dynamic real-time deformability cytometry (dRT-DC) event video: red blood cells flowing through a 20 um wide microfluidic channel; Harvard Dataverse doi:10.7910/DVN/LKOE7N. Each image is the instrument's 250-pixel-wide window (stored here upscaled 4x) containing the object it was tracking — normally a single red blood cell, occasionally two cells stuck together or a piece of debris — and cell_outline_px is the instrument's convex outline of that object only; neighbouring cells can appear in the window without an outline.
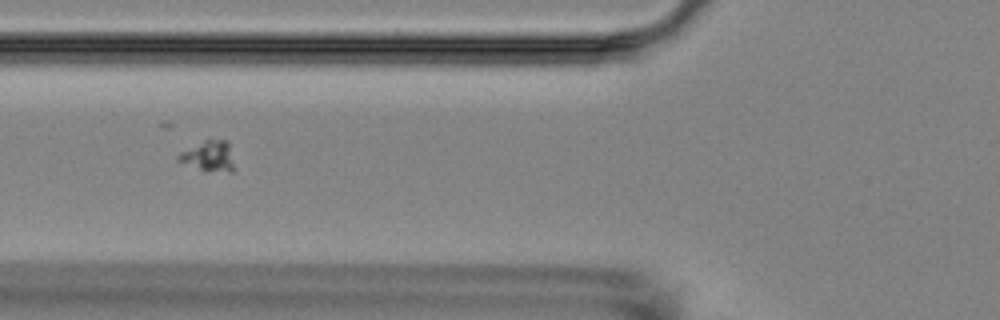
{"species": "Egyptian fruit bat (a non-hibernating species)", "species_latin": "Rousettus aegyptiacus", "temperature_condition": "room temperature", "stored_images_in_passage": 16, "camera_frame_rate_fps": 3000, "um_per_image_px": 0.085, "animal": {"sex": "female"}, "frame": {"image": 1, "passage_image": 6, "time_ms": 6.667, "image_size_px": [1000, 320], "cell_outline_px": [[232, 172], [204, 172], [176, 160], [176, 156], [180, 152], [208, 136], [228, 140], [232, 164]], "centroid_in_image_um": [17.69, 13.23], "position_along_channel_um": 108.1, "area_um2": 10.46}}
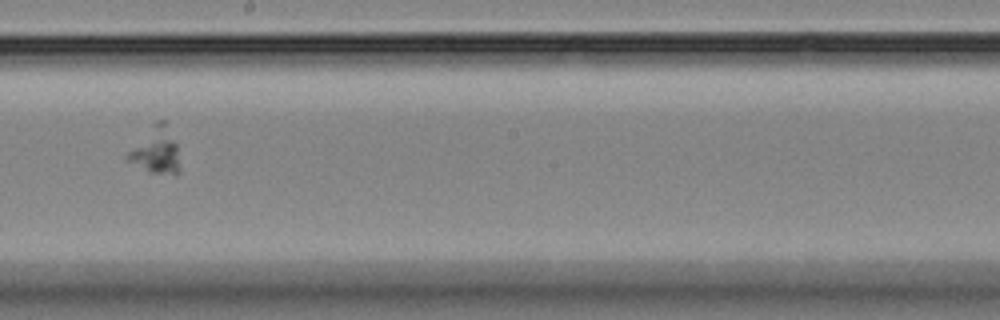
{"frame": {"image": 2, "passage_image": 9, "time_ms": 10.333, "image_size_px": [1000, 320], "cell_outline_px": [[180, 172], [152, 172], [128, 160], [124, 156], [152, 124], [156, 120], [164, 120], [176, 144], [180, 168]], "centroid_in_image_um": [13.24, 12.75], "position_along_channel_um": 235.0, "area_um2": 13.41}}
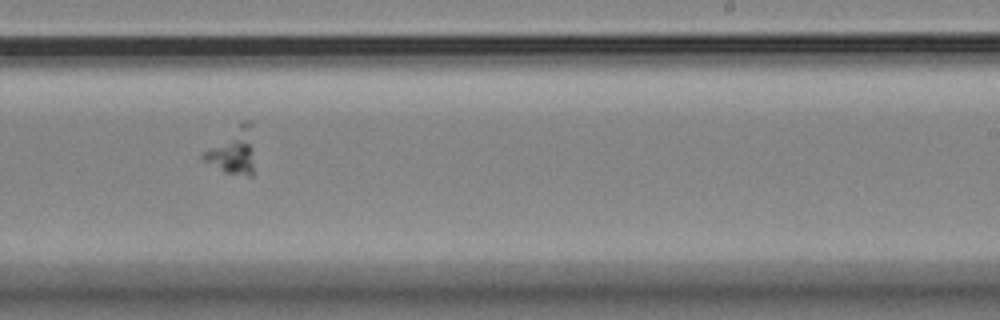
{"frame": {"image": 3, "passage_image": 10, "time_ms": 11.333, "image_size_px": [1000, 320], "cell_outline_px": [[252, 176], [248, 176], [224, 172], [204, 160], [200, 156], [204, 152], [244, 120], [252, 120]], "centroid_in_image_um": [19.82, 12.84], "position_along_channel_um": 269.2, "area_um2": 13.12}}